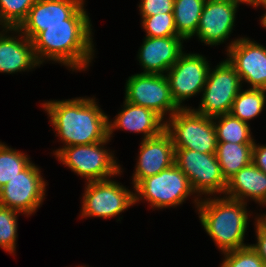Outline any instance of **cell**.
Returning <instances> with one entry per match:
<instances>
[{"mask_svg": "<svg viewBox=\"0 0 266 267\" xmlns=\"http://www.w3.org/2000/svg\"><path fill=\"white\" fill-rule=\"evenodd\" d=\"M84 5L67 19V24L50 25L31 40L40 65L50 60L72 71L87 70L94 59L95 47L91 20Z\"/></svg>", "mask_w": 266, "mask_h": 267, "instance_id": "6da1fadb", "label": "cell"}, {"mask_svg": "<svg viewBox=\"0 0 266 267\" xmlns=\"http://www.w3.org/2000/svg\"><path fill=\"white\" fill-rule=\"evenodd\" d=\"M64 146L86 145L108 139L109 116L94 97L50 100L41 104Z\"/></svg>", "mask_w": 266, "mask_h": 267, "instance_id": "7a4b0ae2", "label": "cell"}, {"mask_svg": "<svg viewBox=\"0 0 266 267\" xmlns=\"http://www.w3.org/2000/svg\"><path fill=\"white\" fill-rule=\"evenodd\" d=\"M207 197L200 198L196 208L201 225L220 252L250 245L244 243L249 224L247 203L220 195Z\"/></svg>", "mask_w": 266, "mask_h": 267, "instance_id": "3957f363", "label": "cell"}, {"mask_svg": "<svg viewBox=\"0 0 266 267\" xmlns=\"http://www.w3.org/2000/svg\"><path fill=\"white\" fill-rule=\"evenodd\" d=\"M110 140L108 138L92 144L60 147L53 153L56 159L87 182L107 180L121 175L123 170L114 153L104 147Z\"/></svg>", "mask_w": 266, "mask_h": 267, "instance_id": "277c9868", "label": "cell"}, {"mask_svg": "<svg viewBox=\"0 0 266 267\" xmlns=\"http://www.w3.org/2000/svg\"><path fill=\"white\" fill-rule=\"evenodd\" d=\"M194 194V205L198 206L200 198L195 196L188 177L175 165L160 173L144 178L135 188V203L142 199L153 209L177 207Z\"/></svg>", "mask_w": 266, "mask_h": 267, "instance_id": "5b68a950", "label": "cell"}, {"mask_svg": "<svg viewBox=\"0 0 266 267\" xmlns=\"http://www.w3.org/2000/svg\"><path fill=\"white\" fill-rule=\"evenodd\" d=\"M165 130L170 134L175 149L216 153L217 136L213 118L196 112L194 108L177 110L165 121Z\"/></svg>", "mask_w": 266, "mask_h": 267, "instance_id": "8992f818", "label": "cell"}, {"mask_svg": "<svg viewBox=\"0 0 266 267\" xmlns=\"http://www.w3.org/2000/svg\"><path fill=\"white\" fill-rule=\"evenodd\" d=\"M174 164L188 177L193 191L199 198L202 194L224 195L225 180L215 154L201 153L191 149H175Z\"/></svg>", "mask_w": 266, "mask_h": 267, "instance_id": "52a82bcc", "label": "cell"}, {"mask_svg": "<svg viewBox=\"0 0 266 267\" xmlns=\"http://www.w3.org/2000/svg\"><path fill=\"white\" fill-rule=\"evenodd\" d=\"M242 88L239 74L225 59L219 62L215 69H209L200 105L194 110L212 118L230 113L233 101Z\"/></svg>", "mask_w": 266, "mask_h": 267, "instance_id": "ba28073f", "label": "cell"}, {"mask_svg": "<svg viewBox=\"0 0 266 267\" xmlns=\"http://www.w3.org/2000/svg\"><path fill=\"white\" fill-rule=\"evenodd\" d=\"M82 198V218L116 217L135 205L134 192L112 179L86 182Z\"/></svg>", "mask_w": 266, "mask_h": 267, "instance_id": "9c48e42d", "label": "cell"}, {"mask_svg": "<svg viewBox=\"0 0 266 267\" xmlns=\"http://www.w3.org/2000/svg\"><path fill=\"white\" fill-rule=\"evenodd\" d=\"M125 101L153 110L164 121L180 108L174 102L165 74L137 73L125 84ZM169 113V114H167Z\"/></svg>", "mask_w": 266, "mask_h": 267, "instance_id": "30bf717a", "label": "cell"}, {"mask_svg": "<svg viewBox=\"0 0 266 267\" xmlns=\"http://www.w3.org/2000/svg\"><path fill=\"white\" fill-rule=\"evenodd\" d=\"M47 185L40 168L31 162L0 189V205L31 216L42 205Z\"/></svg>", "mask_w": 266, "mask_h": 267, "instance_id": "8fae6325", "label": "cell"}, {"mask_svg": "<svg viewBox=\"0 0 266 267\" xmlns=\"http://www.w3.org/2000/svg\"><path fill=\"white\" fill-rule=\"evenodd\" d=\"M208 62L203 55L183 52L165 74L170 85L171 96L180 109L192 108L184 106L182 102L202 93L210 69Z\"/></svg>", "mask_w": 266, "mask_h": 267, "instance_id": "7c38bea8", "label": "cell"}, {"mask_svg": "<svg viewBox=\"0 0 266 267\" xmlns=\"http://www.w3.org/2000/svg\"><path fill=\"white\" fill-rule=\"evenodd\" d=\"M227 60L234 66L242 83L266 90V47L247 37L229 43Z\"/></svg>", "mask_w": 266, "mask_h": 267, "instance_id": "4fadbf2b", "label": "cell"}, {"mask_svg": "<svg viewBox=\"0 0 266 267\" xmlns=\"http://www.w3.org/2000/svg\"><path fill=\"white\" fill-rule=\"evenodd\" d=\"M238 7L231 1L206 0L195 36L211 47L225 43L234 30Z\"/></svg>", "mask_w": 266, "mask_h": 267, "instance_id": "5bb4252c", "label": "cell"}, {"mask_svg": "<svg viewBox=\"0 0 266 267\" xmlns=\"http://www.w3.org/2000/svg\"><path fill=\"white\" fill-rule=\"evenodd\" d=\"M132 176L133 189L144 179L171 167L175 161V148L170 134L163 130L159 135L142 140Z\"/></svg>", "mask_w": 266, "mask_h": 267, "instance_id": "9a60e30c", "label": "cell"}, {"mask_svg": "<svg viewBox=\"0 0 266 267\" xmlns=\"http://www.w3.org/2000/svg\"><path fill=\"white\" fill-rule=\"evenodd\" d=\"M84 3L85 0H36L17 29L32 40L50 25L67 24V19Z\"/></svg>", "mask_w": 266, "mask_h": 267, "instance_id": "2e32d148", "label": "cell"}, {"mask_svg": "<svg viewBox=\"0 0 266 267\" xmlns=\"http://www.w3.org/2000/svg\"><path fill=\"white\" fill-rule=\"evenodd\" d=\"M183 40L181 36H145L137 54V60L143 68L141 73L166 74L184 52Z\"/></svg>", "mask_w": 266, "mask_h": 267, "instance_id": "e0dca14e", "label": "cell"}, {"mask_svg": "<svg viewBox=\"0 0 266 267\" xmlns=\"http://www.w3.org/2000/svg\"><path fill=\"white\" fill-rule=\"evenodd\" d=\"M7 32L13 35H7ZM37 66L40 64L35 57L30 39L17 28H6L0 32V73L15 74Z\"/></svg>", "mask_w": 266, "mask_h": 267, "instance_id": "ac0fdd59", "label": "cell"}, {"mask_svg": "<svg viewBox=\"0 0 266 267\" xmlns=\"http://www.w3.org/2000/svg\"><path fill=\"white\" fill-rule=\"evenodd\" d=\"M123 109L114 117V121L108 120V138L116 129H124L133 133H142L145 140L159 135L165 130V121L153 110L134 105L124 100Z\"/></svg>", "mask_w": 266, "mask_h": 267, "instance_id": "d6986e66", "label": "cell"}, {"mask_svg": "<svg viewBox=\"0 0 266 267\" xmlns=\"http://www.w3.org/2000/svg\"><path fill=\"white\" fill-rule=\"evenodd\" d=\"M224 196L245 203L253 199L260 206H266V173L251 162L227 181Z\"/></svg>", "mask_w": 266, "mask_h": 267, "instance_id": "ffe728a7", "label": "cell"}, {"mask_svg": "<svg viewBox=\"0 0 266 267\" xmlns=\"http://www.w3.org/2000/svg\"><path fill=\"white\" fill-rule=\"evenodd\" d=\"M253 144L217 143L216 158L226 181L252 162Z\"/></svg>", "mask_w": 266, "mask_h": 267, "instance_id": "44dd1931", "label": "cell"}, {"mask_svg": "<svg viewBox=\"0 0 266 267\" xmlns=\"http://www.w3.org/2000/svg\"><path fill=\"white\" fill-rule=\"evenodd\" d=\"M206 0H174L173 16L176 31L185 41L196 35Z\"/></svg>", "mask_w": 266, "mask_h": 267, "instance_id": "7402d4cb", "label": "cell"}, {"mask_svg": "<svg viewBox=\"0 0 266 267\" xmlns=\"http://www.w3.org/2000/svg\"><path fill=\"white\" fill-rule=\"evenodd\" d=\"M217 143L254 144L250 124L230 113L213 117Z\"/></svg>", "mask_w": 266, "mask_h": 267, "instance_id": "603a6c76", "label": "cell"}, {"mask_svg": "<svg viewBox=\"0 0 266 267\" xmlns=\"http://www.w3.org/2000/svg\"><path fill=\"white\" fill-rule=\"evenodd\" d=\"M266 104V90L248 88L241 89L233 101L230 114L243 122L258 117Z\"/></svg>", "mask_w": 266, "mask_h": 267, "instance_id": "cb8c5ba5", "label": "cell"}, {"mask_svg": "<svg viewBox=\"0 0 266 267\" xmlns=\"http://www.w3.org/2000/svg\"><path fill=\"white\" fill-rule=\"evenodd\" d=\"M30 163L28 155L0 142V189Z\"/></svg>", "mask_w": 266, "mask_h": 267, "instance_id": "d4e9b609", "label": "cell"}, {"mask_svg": "<svg viewBox=\"0 0 266 267\" xmlns=\"http://www.w3.org/2000/svg\"><path fill=\"white\" fill-rule=\"evenodd\" d=\"M18 214L20 212L0 205V248L10 254L16 251Z\"/></svg>", "mask_w": 266, "mask_h": 267, "instance_id": "484cf974", "label": "cell"}, {"mask_svg": "<svg viewBox=\"0 0 266 267\" xmlns=\"http://www.w3.org/2000/svg\"><path fill=\"white\" fill-rule=\"evenodd\" d=\"M36 0H0V20L6 28H18Z\"/></svg>", "mask_w": 266, "mask_h": 267, "instance_id": "4316f807", "label": "cell"}, {"mask_svg": "<svg viewBox=\"0 0 266 267\" xmlns=\"http://www.w3.org/2000/svg\"><path fill=\"white\" fill-rule=\"evenodd\" d=\"M146 37L179 36L176 31L173 13H160L141 19Z\"/></svg>", "mask_w": 266, "mask_h": 267, "instance_id": "83f0119b", "label": "cell"}, {"mask_svg": "<svg viewBox=\"0 0 266 267\" xmlns=\"http://www.w3.org/2000/svg\"><path fill=\"white\" fill-rule=\"evenodd\" d=\"M224 254L220 267H266V263L251 245Z\"/></svg>", "mask_w": 266, "mask_h": 267, "instance_id": "f1b7e54d", "label": "cell"}, {"mask_svg": "<svg viewBox=\"0 0 266 267\" xmlns=\"http://www.w3.org/2000/svg\"><path fill=\"white\" fill-rule=\"evenodd\" d=\"M174 0H141L138 5L141 18L160 13H173Z\"/></svg>", "mask_w": 266, "mask_h": 267, "instance_id": "f546056e", "label": "cell"}, {"mask_svg": "<svg viewBox=\"0 0 266 267\" xmlns=\"http://www.w3.org/2000/svg\"><path fill=\"white\" fill-rule=\"evenodd\" d=\"M257 216L254 222L257 243L251 244V246L266 263V215L261 214Z\"/></svg>", "mask_w": 266, "mask_h": 267, "instance_id": "4dcf8cb0", "label": "cell"}, {"mask_svg": "<svg viewBox=\"0 0 266 267\" xmlns=\"http://www.w3.org/2000/svg\"><path fill=\"white\" fill-rule=\"evenodd\" d=\"M252 163L266 173V144L259 145L254 141L252 148Z\"/></svg>", "mask_w": 266, "mask_h": 267, "instance_id": "1f68e13d", "label": "cell"}, {"mask_svg": "<svg viewBox=\"0 0 266 267\" xmlns=\"http://www.w3.org/2000/svg\"><path fill=\"white\" fill-rule=\"evenodd\" d=\"M258 6H260V7L262 6V8H264V10H266V0H256L253 7L255 8ZM261 17L262 18L260 19V24L262 27L266 28V11Z\"/></svg>", "mask_w": 266, "mask_h": 267, "instance_id": "d6a6232c", "label": "cell"}, {"mask_svg": "<svg viewBox=\"0 0 266 267\" xmlns=\"http://www.w3.org/2000/svg\"><path fill=\"white\" fill-rule=\"evenodd\" d=\"M225 1H231L237 3L238 5L243 3V4H248L249 6L250 5L253 6L256 0H225Z\"/></svg>", "mask_w": 266, "mask_h": 267, "instance_id": "836d02e7", "label": "cell"}]
</instances>
